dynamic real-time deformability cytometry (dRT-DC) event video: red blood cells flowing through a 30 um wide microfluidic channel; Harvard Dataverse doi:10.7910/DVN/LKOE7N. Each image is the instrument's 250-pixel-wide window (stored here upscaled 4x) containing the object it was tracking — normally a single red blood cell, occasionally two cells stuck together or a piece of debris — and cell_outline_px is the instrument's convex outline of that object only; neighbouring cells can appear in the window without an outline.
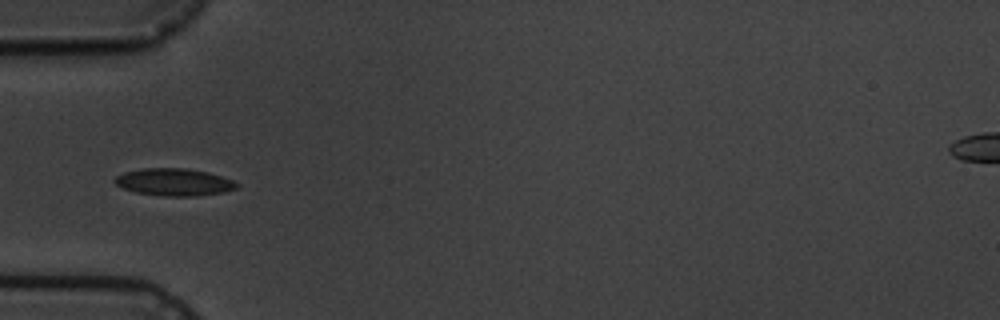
{"species": "common noctule bat (a hibernating species)", "species_latin": "Nyctalus noctula", "temperature_condition": "cold", "stored_images_in_passage": 2, "camera_frame_rate_fps": 3000, "um_per_image_px": 0.085, "animal": {"sex": "male", "body_mass_g": 19.5, "forearm_length_mm": 54.6}, "frame": {"image": 1, "passage_image": 2, "time_ms": 1.333, "image_size_px": [1000, 320], "cell_outline_px": [[240, 184], [236, 188], [224, 192], [196, 196], [164, 196], [136, 192], [124, 188], [116, 184], [112, 180], [116, 176], [124, 172], [144, 168], [184, 168], [208, 172], [232, 180]], "centroid_in_image_um": [14.79, 15.48], "position_along_channel_um": 70.2, "area_um2": 19.31}}